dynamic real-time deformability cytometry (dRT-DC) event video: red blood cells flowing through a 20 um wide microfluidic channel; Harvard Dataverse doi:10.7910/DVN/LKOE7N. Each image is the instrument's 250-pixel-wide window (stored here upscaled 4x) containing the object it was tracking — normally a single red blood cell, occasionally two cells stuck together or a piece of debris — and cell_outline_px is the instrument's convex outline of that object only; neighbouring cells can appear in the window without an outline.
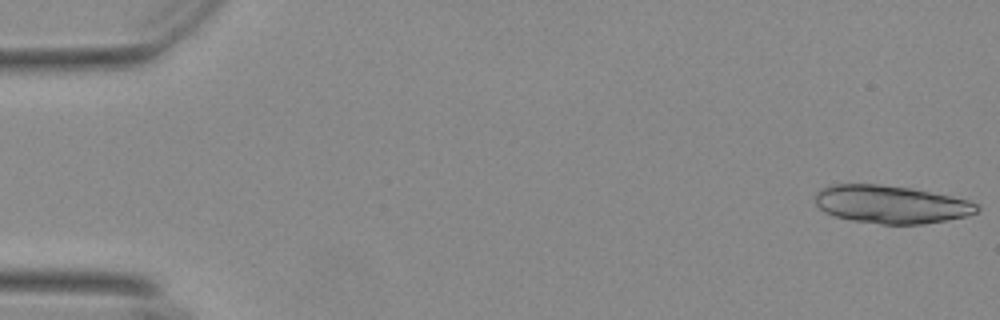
{"species": "Egyptian fruit bat (a non-hibernating species)", "species_latin": "Rousettus aegyptiacus", "temperature_condition": "warm", "stored_images_in_passage": 17, "camera_frame_rate_fps": 3000, "um_per_image_px": 0.085, "animal": {"sex": "female"}, "frame": {"image": 1, "passage_image": 1, "time_ms": 0.0, "image_size_px": [1000, 320], "cell_outline_px": [[980, 208], [976, 212], [968, 216], [924, 224], [880, 224], [852, 220], [836, 216], [824, 212], [816, 204], [816, 192], [820, 188], [832, 184], [880, 184], [912, 188], [968, 200], [976, 204]], "centroid_in_image_um": [75.72, 17.37], "position_along_channel_um": 9.3, "area_um2": 35.72}}